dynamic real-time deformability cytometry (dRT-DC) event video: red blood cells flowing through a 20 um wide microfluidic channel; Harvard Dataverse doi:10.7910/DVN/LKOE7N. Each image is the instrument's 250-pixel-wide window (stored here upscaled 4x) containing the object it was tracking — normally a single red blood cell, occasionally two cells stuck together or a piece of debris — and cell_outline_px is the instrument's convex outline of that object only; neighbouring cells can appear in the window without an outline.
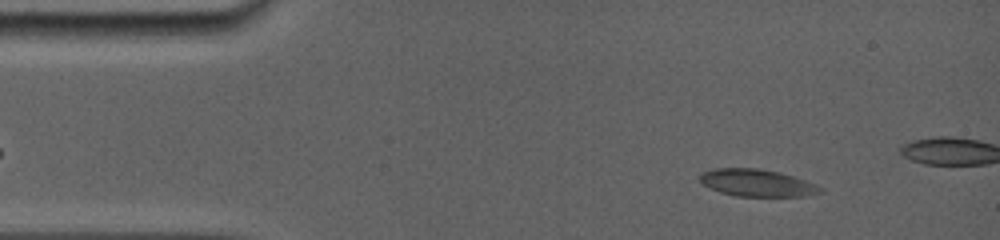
{"species": "common noctule bat (a hibernating species)", "species_latin": "Nyctalus noctula", "temperature_condition": "room temperature", "stored_images_in_passage": 45, "camera_frame_rate_fps": 5000, "um_per_image_px": 0.085, "animal": {"sex": "female", "body_mass_g": 19.0, "forearm_length_mm": 56.7}, "frame": {"image": 1, "passage_image": 5, "time_ms": 1.4, "image_size_px": [1000, 240], "cell_outline_px": [[824, 192], [804, 196], [736, 196], [720, 192], [704, 184], [700, 180], [700, 172], [716, 168], [756, 168], [780, 172], [816, 184], [824, 188]], "centroid_in_image_um": [64.37, 15.54], "position_along_channel_um": 20.6, "area_um2": 19.02}}
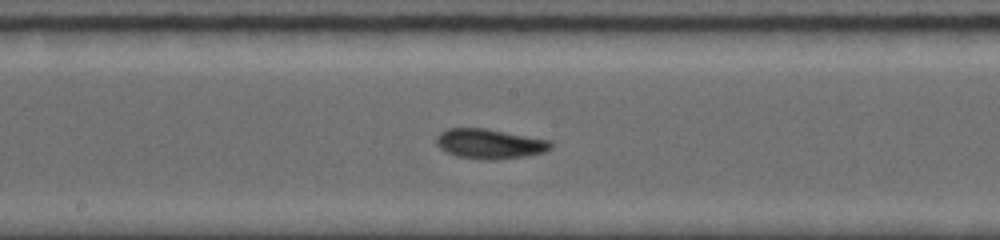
{"frame": {"image": 2, "passage_image": 24, "time_ms": 8.0, "image_size_px": [1000, 240], "cell_outline_px": [[552, 148], [544, 152], [524, 156], [492, 160], [480, 160], [456, 156], [440, 148], [436, 144], [436, 136], [440, 132], [448, 128], [484, 128], [552, 140]], "centroid_in_image_um": [41.62, 12.22], "position_along_channel_um": 206.6, "area_um2": 20.0}}
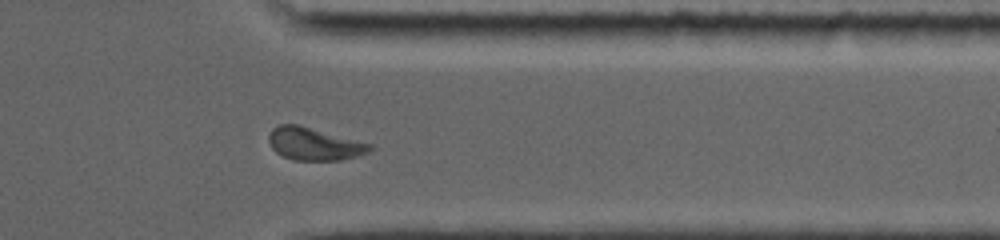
{"frame": {"image": 3, "passage_image": 37, "time_ms": 12.6, "image_size_px": [1000, 240], "cell_outline_px": [[372, 148], [368, 152], [356, 156], [340, 160], [292, 160], [276, 152], [272, 148], [268, 140], [268, 136], [272, 128], [280, 124], [296, 124], [372, 144]], "centroid_in_image_um": [26.67, 12.23], "position_along_channel_um": 384.7, "area_um2": 18.96}, "authors_computed_cell_mechanics": {"area_um2": 19.1318, "velocity_mm_per_s": 3.8551, "shape_relaxation_time_tau1_ms": 10.757, "shape_relaxation_time_tau2_ms": 1.3978, "deformation_change_tau1": 0.2443, "deformation_change_tau2": 0.0602}}